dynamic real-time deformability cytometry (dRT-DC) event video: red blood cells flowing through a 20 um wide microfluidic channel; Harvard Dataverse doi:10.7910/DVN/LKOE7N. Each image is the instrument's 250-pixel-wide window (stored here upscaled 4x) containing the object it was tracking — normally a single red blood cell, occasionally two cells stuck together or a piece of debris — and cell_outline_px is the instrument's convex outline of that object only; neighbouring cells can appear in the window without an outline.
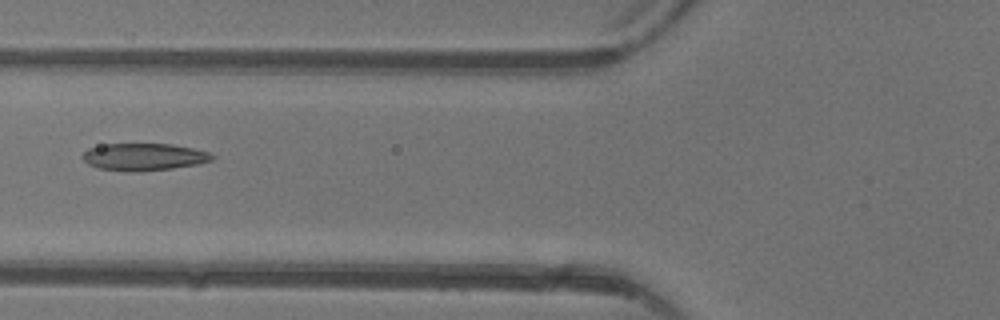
{"species": "common noctule bat (a hibernating species)", "species_latin": "Nyctalus noctula", "temperature_condition": "warm", "stored_images_in_passage": 3, "camera_frame_rate_fps": 3000, "um_per_image_px": 0.085, "animal": {"sex": "female"}, "frame": {"image": 1, "passage_image": 3, "time_ms": 2.0, "image_size_px": [1000, 320], "cell_outline_px": [[216, 156], [212, 160], [196, 164], [172, 168], [140, 172], [132, 172], [96, 168], [88, 164], [80, 156], [88, 148], [104, 144], [172, 144], [192, 148], [208, 152]], "centroid_in_image_um": [12.19, 13.34], "position_along_channel_um": 113.6, "area_um2": 20.63}}